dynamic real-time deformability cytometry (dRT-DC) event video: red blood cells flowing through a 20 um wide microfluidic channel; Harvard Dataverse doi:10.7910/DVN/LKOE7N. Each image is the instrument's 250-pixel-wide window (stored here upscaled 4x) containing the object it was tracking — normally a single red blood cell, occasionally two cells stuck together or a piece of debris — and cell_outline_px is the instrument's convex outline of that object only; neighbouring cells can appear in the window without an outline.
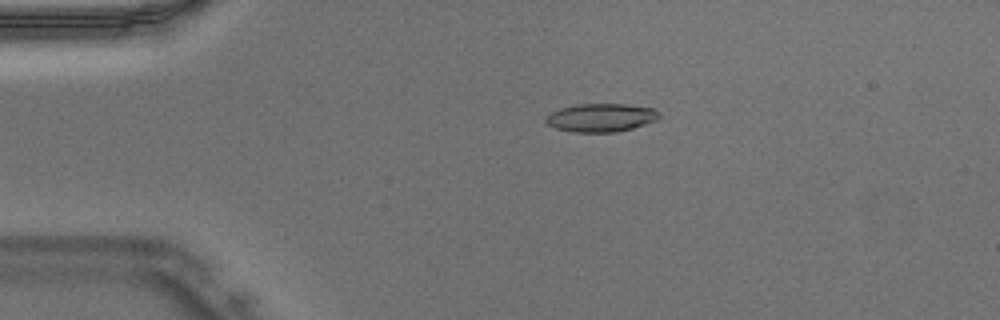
{"species": "Egyptian fruit bat (a non-hibernating species)", "species_latin": "Rousettus aegyptiacus", "temperature_condition": "warm", "stored_images_in_passage": 47, "camera_frame_rate_fps": 3000, "um_per_image_px": 0.085, "animal": {"sex": "male"}, "frame": {"image": 1, "passage_image": 10, "time_ms": 3.0, "image_size_px": [1000, 320], "cell_outline_px": [[660, 116], [656, 120], [632, 128], [616, 132], [572, 132], [556, 128], [548, 124], [544, 120], [544, 116], [560, 108], [580, 104], [628, 104], [652, 108]], "centroid_in_image_um": [51.04, 10.0], "position_along_channel_um": 34.0, "area_um2": 18.55}}
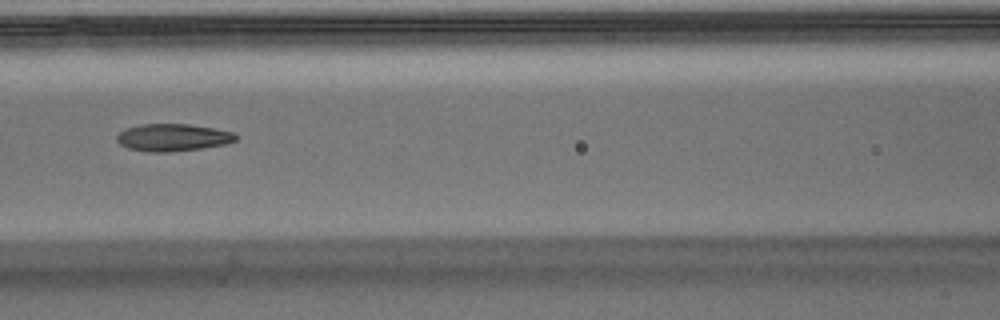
{"frame": {"image": 2, "passage_image": 21, "time_ms": 6.667, "image_size_px": [1000, 320], "cell_outline_px": [[236, 140], [228, 144], [200, 148], [168, 152], [148, 152], [128, 148], [120, 144], [116, 140], [116, 136], [124, 128], [140, 124], [188, 124], [212, 128], [232, 132], [236, 136]], "centroid_in_image_um": [14.64, 11.68], "position_along_channel_um": 152.0, "area_um2": 18.9}}
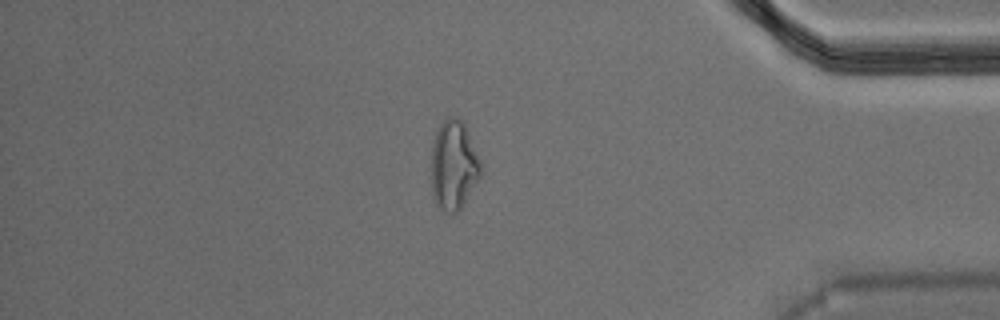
{"frame": {"image": 3, "passage_image": 40, "time_ms": 13.0, "image_size_px": [1000, 320], "cell_outline_px": [[484, 168], [480, 176], [464, 204], [456, 212], [440, 212], [432, 196], [432, 140], [440, 124], [448, 116], [456, 116], [464, 124]], "centroid_in_image_um": [38.56, 14.06], "position_along_channel_um": 396.6, "area_um2": 25.95}}